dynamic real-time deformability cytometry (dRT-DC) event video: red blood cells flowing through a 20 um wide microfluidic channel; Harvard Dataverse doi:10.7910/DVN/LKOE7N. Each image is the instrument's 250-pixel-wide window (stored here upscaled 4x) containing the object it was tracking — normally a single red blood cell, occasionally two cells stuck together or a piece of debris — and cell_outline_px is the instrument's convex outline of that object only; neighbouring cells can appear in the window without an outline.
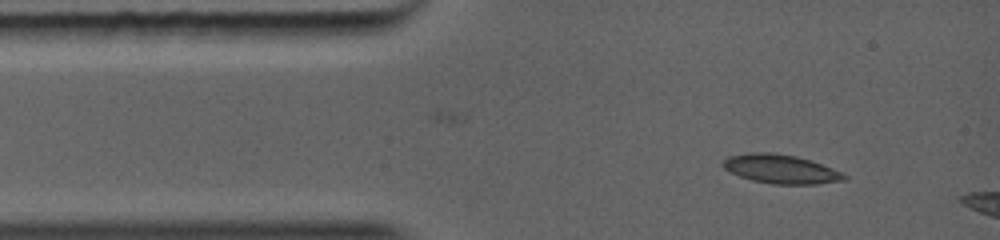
{"species": "common noctule bat (a hibernating species)", "species_latin": "Nyctalus noctula", "temperature_condition": "warm", "stored_images_in_passage": 24, "camera_frame_rate_fps": 5000, "um_per_image_px": 0.085, "animal": {"sex": "female", "body_mass_g": 19.0, "forearm_length_mm": 56.7}, "frame": {"image": 1, "passage_image": 2, "time_ms": 0.4, "image_size_px": [1000, 240], "cell_outline_px": [[848, 180], [816, 184], [772, 184], [752, 180], [740, 176], [724, 168], [720, 164], [720, 160], [724, 156], [744, 152], [772, 152], [796, 156], [812, 160], [832, 168], [848, 176]], "centroid_in_image_um": [66.32, 14.35], "position_along_channel_um": 18.7, "area_um2": 20.87}}
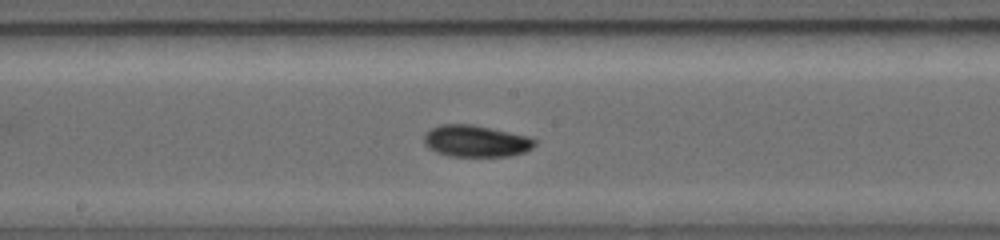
{"frame": {"image": 2, "passage_image": 14, "time_ms": 5.0, "image_size_px": [1000, 240], "cell_outline_px": [[536, 144], [532, 148], [524, 152], [508, 156], [448, 156], [436, 152], [428, 144], [428, 136], [436, 128], [480, 128], [520, 136], [532, 140]], "centroid_in_image_um": [40.56, 12.12], "position_along_channel_um": 207.6, "area_um2": 17.69}}
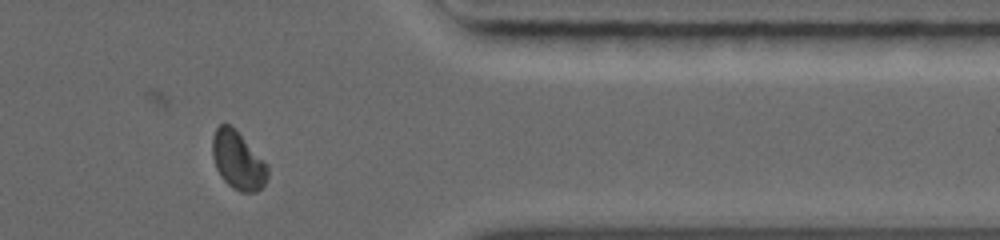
{"frame": {"image": 3, "passage_image": 20, "time_ms": 9.0, "image_size_px": [1000, 240], "cell_outline_px": [[268, 176], [264, 184], [256, 192], [240, 192], [228, 184], [220, 176], [216, 168], [212, 152], [212, 144], [216, 128], [220, 124], [228, 124], [240, 136], [268, 168]], "centroid_in_image_um": [20.19, 13.69], "position_along_channel_um": 391.2, "area_um2": 17.8}}